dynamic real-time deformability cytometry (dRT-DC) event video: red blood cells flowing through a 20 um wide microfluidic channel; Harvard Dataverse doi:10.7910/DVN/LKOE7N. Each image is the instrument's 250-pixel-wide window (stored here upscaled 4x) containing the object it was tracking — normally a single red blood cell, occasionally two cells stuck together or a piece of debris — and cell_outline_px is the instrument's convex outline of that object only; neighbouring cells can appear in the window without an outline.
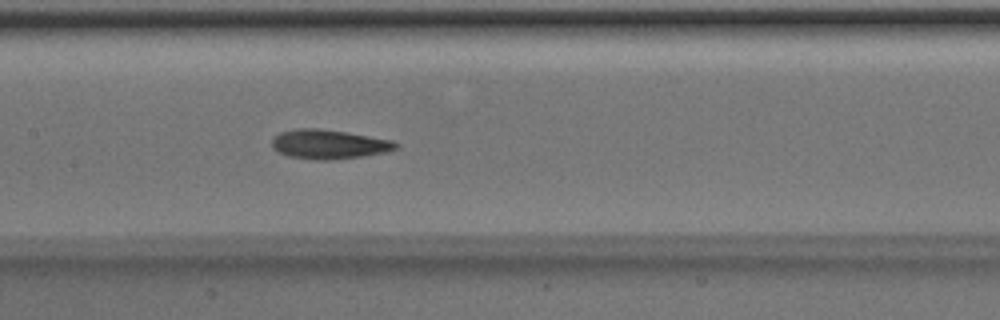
{"species": "Egyptian fruit bat (a non-hibernating species)", "species_latin": "Rousettus aegyptiacus", "temperature_condition": "room temperature", "stored_images_in_passage": 41, "camera_frame_rate_fps": 3000, "um_per_image_px": 0.085, "animal": {"sex": "male"}, "frame": {"image": 1, "passage_image": 25, "time_ms": 8.0, "image_size_px": [1000, 320], "cell_outline_px": [[400, 148], [384, 152], [364, 156], [332, 160], [316, 160], [288, 156], [272, 148], [272, 140], [280, 132], [296, 128], [316, 128], [348, 132], [392, 140], [400, 144]], "centroid_in_image_um": [27.98, 12.26], "position_along_channel_um": 179.4, "area_um2": 21.27}}
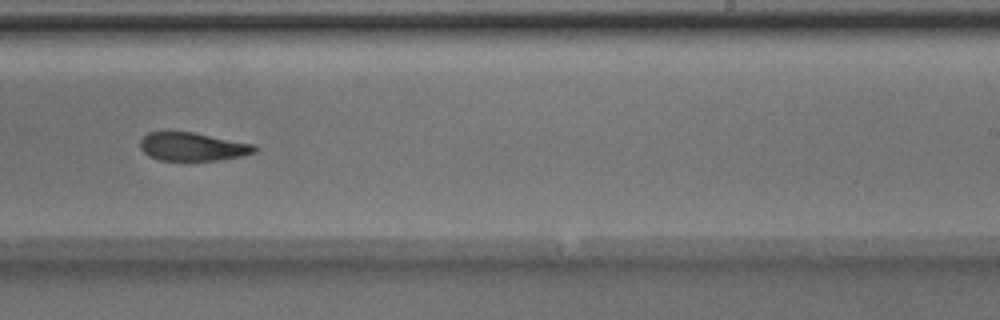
{"frame": {"image": 2, "passage_image": 32, "time_ms": 10.333, "image_size_px": [1000, 320], "cell_outline_px": [[260, 148], [256, 152], [244, 156], [216, 160], [160, 160], [148, 156], [140, 148], [140, 140], [148, 132], [192, 132], [256, 144]], "centroid_in_image_um": [16.42, 12.47], "position_along_channel_um": 272.6, "area_um2": 19.02}}
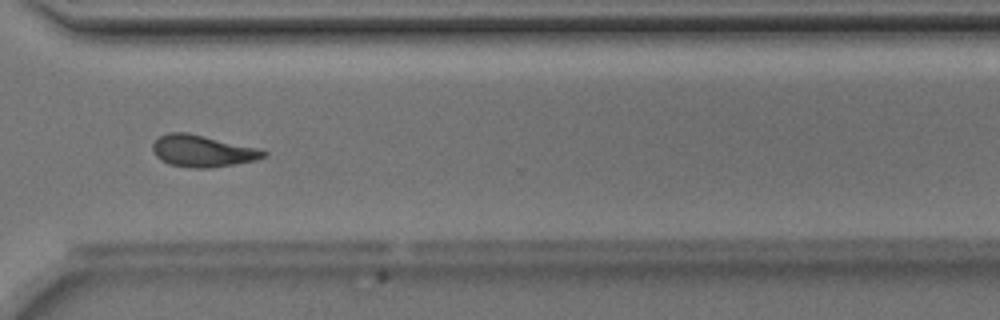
{"frame": {"image": 3, "passage_image": 38, "time_ms": 12.333, "image_size_px": [1000, 320], "cell_outline_px": [[268, 152], [264, 156], [256, 160], [208, 168], [192, 168], [168, 164], [160, 160], [156, 156], [152, 148], [152, 144], [160, 136], [168, 132], [184, 132], [204, 136], [256, 148]], "centroid_in_image_um": [17.15, 12.84], "position_along_channel_um": 353.5, "area_um2": 20.17}, "authors_computed_cell_mechanics": {"area_um2": 20.4612, "velocity_mm_per_s": 4.0193, "shape_relaxation_time_tau1_ms": 2.955, "shape_relaxation_time_tau2_ms": 2.8259, "deformation_change_tau1": 0.1329, "deformation_change_tau2": 0.1081}}